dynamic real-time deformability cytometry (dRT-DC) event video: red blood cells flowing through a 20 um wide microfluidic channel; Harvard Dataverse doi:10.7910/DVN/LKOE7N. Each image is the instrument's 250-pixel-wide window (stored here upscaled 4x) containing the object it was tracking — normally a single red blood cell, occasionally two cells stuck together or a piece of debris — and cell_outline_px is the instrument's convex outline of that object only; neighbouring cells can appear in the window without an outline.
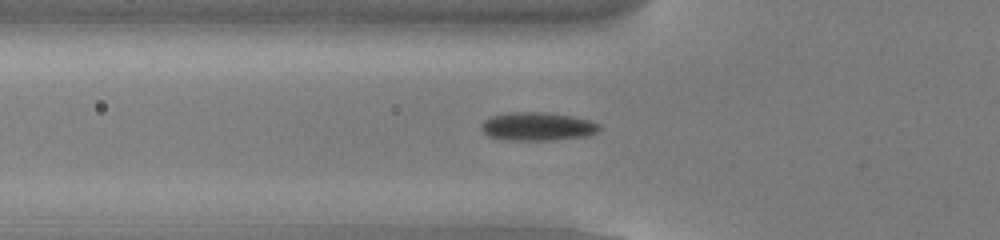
{"species": "common noctule bat (a hibernating species)", "species_latin": "Nyctalus noctula", "temperature_condition": "cold", "stored_images_in_passage": 53, "camera_frame_rate_fps": 3000, "um_per_image_px": 0.085, "animal": {"sex": "male", "body_mass_g": 13.0, "forearm_length_mm": 53.1}, "frame": {"image": 1, "passage_image": 18, "time_ms": 5.667, "image_size_px": [1000, 240], "cell_outline_px": [[600, 128], [596, 132], [588, 136], [556, 140], [504, 140], [488, 136], [480, 128], [480, 124], [484, 120], [492, 116], [512, 112], [540, 112], [572, 116], [588, 120], [600, 124]], "centroid_in_image_um": [45.67, 10.76], "position_along_channel_um": 80.1, "area_um2": 19.54}}
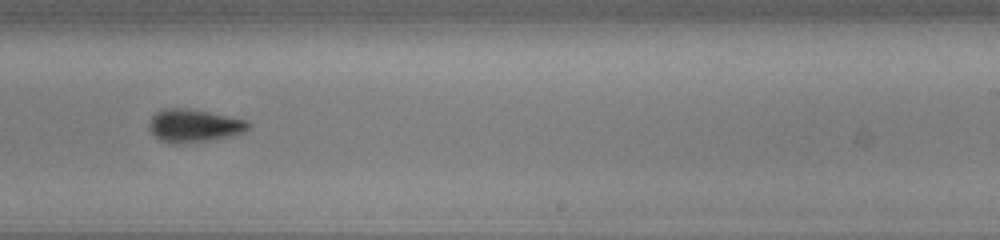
{"frame": {"image": 2, "passage_image": 33, "time_ms": 10.667, "image_size_px": [1000, 240], "cell_outline_px": [[252, 124], [244, 132], [232, 136], [192, 144], [172, 144], [160, 140], [148, 128], [148, 120], [156, 112], [164, 108], [184, 108], [208, 112], [248, 120]], "centroid_in_image_um": [16.48, 10.7], "position_along_channel_um": 272.5, "area_um2": 19.42}}
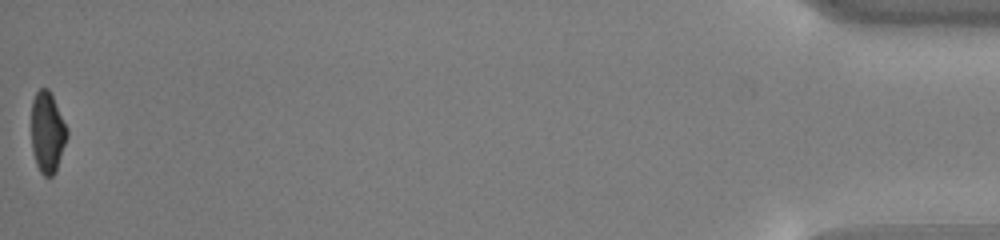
{"frame": {"image": 3, "passage_image": 53, "time_ms": 17.333, "image_size_px": [1000, 240], "cell_outline_px": [[68, 136], [56, 172], [52, 176], [44, 176], [40, 172], [36, 164], [32, 152], [32, 100], [36, 92], [40, 88], [48, 88], [68, 128]], "centroid_in_image_um": [4.04, 11.27], "position_along_channel_um": 431.2, "area_um2": 16.94}, "authors_computed_cell_mechanics": {"area_um2": 18.4382, "velocity_mm_per_s": 3.8474, "shape_relaxation_time_tau1_ms": 3.2798, "shape_relaxation_time_tau2_ms": 5.8479, "deformation_change_tau1": 0.1142, "deformation_change_tau2": 0.0886}}